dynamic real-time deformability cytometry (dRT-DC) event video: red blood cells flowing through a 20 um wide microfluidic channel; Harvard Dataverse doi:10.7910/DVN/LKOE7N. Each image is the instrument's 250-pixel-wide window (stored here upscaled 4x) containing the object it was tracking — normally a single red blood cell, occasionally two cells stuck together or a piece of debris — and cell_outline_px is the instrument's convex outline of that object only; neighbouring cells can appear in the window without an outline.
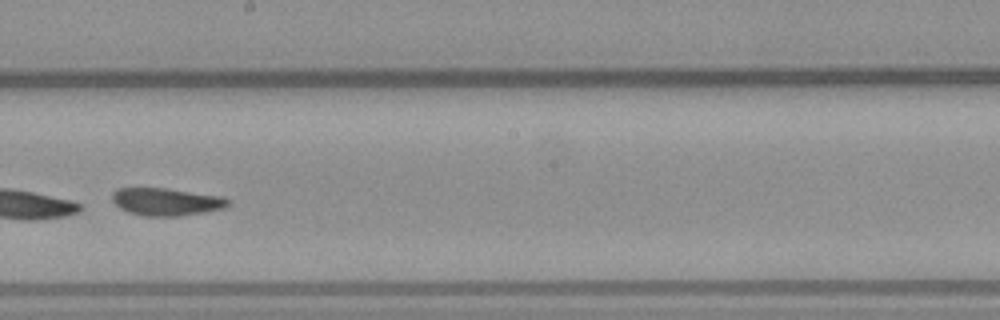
{"species": "common noctule bat (a hibernating species)", "species_latin": "Nyctalus noctula", "temperature_condition": "warm", "stored_images_in_passage": 50, "camera_frame_rate_fps": 3000, "um_per_image_px": 0.085, "animal": {"sex": "male", "body_mass_g": 23.1, "forearm_length_mm": 52.7}, "frame": {"image": 1, "passage_image": 27, "time_ms": 8.667, "image_size_px": [1000, 320], "cell_outline_px": [[232, 204], [224, 208], [204, 212], [180, 216], [144, 216], [128, 212], [120, 208], [112, 200], [112, 192], [116, 188], [168, 188], [220, 196], [232, 200]], "centroid_in_image_um": [14.15, 17.14], "position_along_channel_um": 234.0, "area_um2": 18.79}}